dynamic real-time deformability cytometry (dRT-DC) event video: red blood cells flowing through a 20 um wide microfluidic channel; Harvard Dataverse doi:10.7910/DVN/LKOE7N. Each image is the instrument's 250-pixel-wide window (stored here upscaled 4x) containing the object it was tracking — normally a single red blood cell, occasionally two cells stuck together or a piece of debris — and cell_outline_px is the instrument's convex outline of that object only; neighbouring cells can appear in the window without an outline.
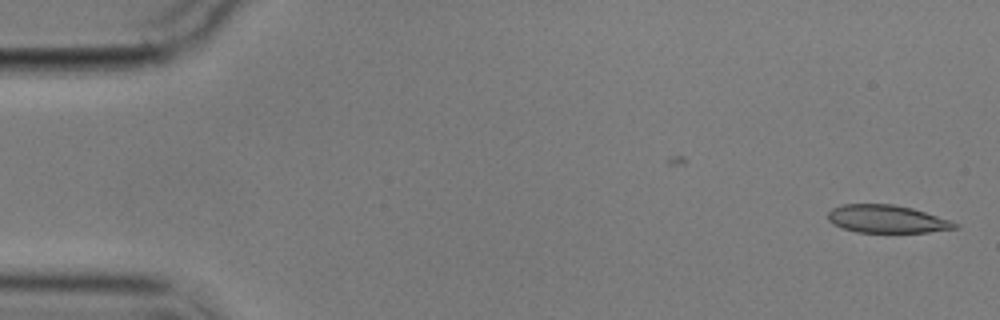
{"species": "common noctule bat (a hibernating species)", "species_latin": "Nyctalus noctula", "temperature_condition": "cold", "stored_images_in_passage": 2, "camera_frame_rate_fps": 3000, "um_per_image_px": 0.085, "animal": {"sex": "male", "body_mass_g": 17.9}, "frame": {"image": 1, "passage_image": 2, "time_ms": 1.333, "image_size_px": [1000, 320], "cell_outline_px": [[960, 228], [928, 232], [856, 232], [832, 224], [828, 220], [828, 212], [832, 208], [840, 204], [892, 204], [912, 208], [960, 224]], "centroid_in_image_um": [75.36, 18.61], "position_along_channel_um": 9.6, "area_um2": 20.52}}